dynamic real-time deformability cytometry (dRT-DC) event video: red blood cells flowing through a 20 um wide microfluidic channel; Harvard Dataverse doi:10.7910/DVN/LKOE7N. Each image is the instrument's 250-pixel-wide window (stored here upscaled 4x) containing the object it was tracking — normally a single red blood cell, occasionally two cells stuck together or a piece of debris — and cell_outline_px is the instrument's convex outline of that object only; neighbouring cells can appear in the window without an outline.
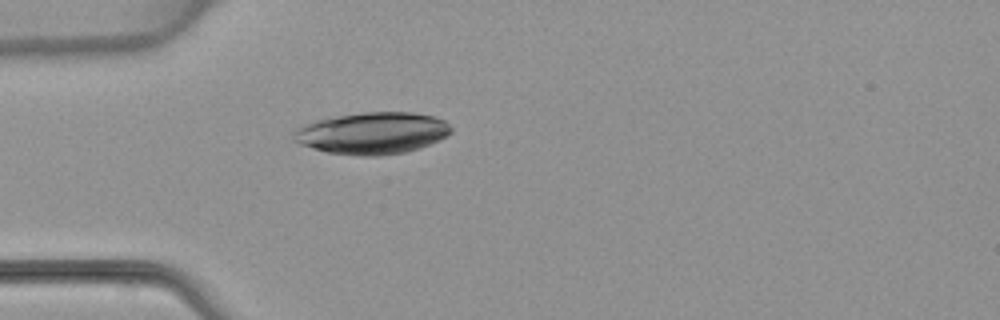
{"species": "common noctule bat (a hibernating species)", "species_latin": "Nyctalus noctula", "temperature_condition": "warm", "stored_images_in_passage": 4, "camera_frame_rate_fps": 3000, "um_per_image_px": 0.085, "animal": {"sex": "female", "body_mass_g": 22.7, "forearm_length_mm": 54.2}, "frame": {"image": 1, "passage_image": 4, "time_ms": 4.333, "image_size_px": [1000, 320], "cell_outline_px": [[452, 132], [448, 136], [420, 148], [404, 152], [380, 156], [360, 156], [328, 152], [312, 148], [300, 144], [292, 140], [292, 132], [296, 128], [316, 120], [364, 112], [412, 112], [432, 116], [444, 120], [452, 128]], "centroid_in_image_um": [31.65, 11.32], "position_along_channel_um": 53.4, "area_um2": 38.38}}